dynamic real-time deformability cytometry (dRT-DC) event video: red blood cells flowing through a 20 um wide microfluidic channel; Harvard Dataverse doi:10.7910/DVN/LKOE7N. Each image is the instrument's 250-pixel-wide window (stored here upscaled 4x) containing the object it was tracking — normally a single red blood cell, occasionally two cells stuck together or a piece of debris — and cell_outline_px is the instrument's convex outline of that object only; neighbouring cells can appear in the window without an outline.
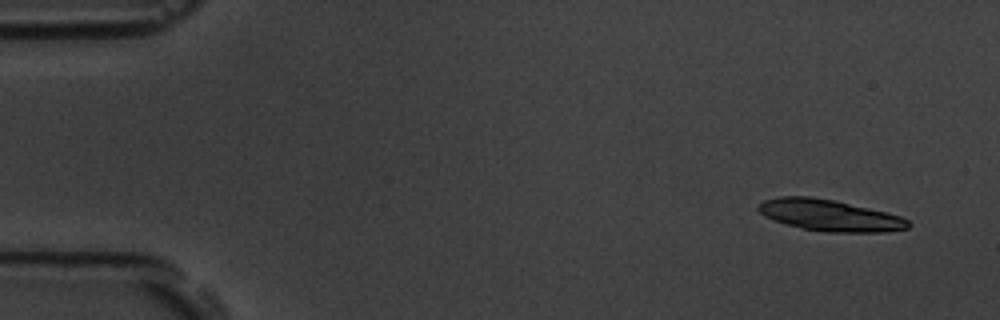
{"species": "common noctule bat (a hibernating species)", "species_latin": "Nyctalus noctula", "temperature_condition": "room temperature", "stored_images_in_passage": 4, "camera_frame_rate_fps": 3000, "um_per_image_px": 0.085, "animal": {"sex": "male", "body_mass_g": 19.5, "forearm_length_mm": 54.6}, "frame": {"image": 1, "passage_image": 1, "time_ms": 0.0, "image_size_px": [1000, 320], "cell_outline_px": [[912, 224], [908, 228], [884, 232], [828, 232], [804, 228], [788, 224], [764, 216], [756, 208], [764, 200], [780, 196], [812, 196], [836, 200], [900, 216], [908, 220]], "centroid_in_image_um": [70.53, 18.29], "position_along_channel_um": 14.5, "area_um2": 27.17}}